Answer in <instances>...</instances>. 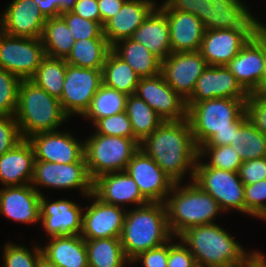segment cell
Listing matches in <instances>:
<instances>
[{
  "instance_id": "34",
  "label": "cell",
  "mask_w": 266,
  "mask_h": 267,
  "mask_svg": "<svg viewBox=\"0 0 266 267\" xmlns=\"http://www.w3.org/2000/svg\"><path fill=\"white\" fill-rule=\"evenodd\" d=\"M41 39L45 55L53 58L65 59L75 43L71 30L61 16L46 19Z\"/></svg>"
},
{
  "instance_id": "8",
  "label": "cell",
  "mask_w": 266,
  "mask_h": 267,
  "mask_svg": "<svg viewBox=\"0 0 266 267\" xmlns=\"http://www.w3.org/2000/svg\"><path fill=\"white\" fill-rule=\"evenodd\" d=\"M172 235L178 237L186 229L214 223L224 211L219 203L194 181L175 183L164 202Z\"/></svg>"
},
{
  "instance_id": "53",
  "label": "cell",
  "mask_w": 266,
  "mask_h": 267,
  "mask_svg": "<svg viewBox=\"0 0 266 267\" xmlns=\"http://www.w3.org/2000/svg\"><path fill=\"white\" fill-rule=\"evenodd\" d=\"M77 0H54V5L61 12L71 11Z\"/></svg>"
},
{
  "instance_id": "14",
  "label": "cell",
  "mask_w": 266,
  "mask_h": 267,
  "mask_svg": "<svg viewBox=\"0 0 266 267\" xmlns=\"http://www.w3.org/2000/svg\"><path fill=\"white\" fill-rule=\"evenodd\" d=\"M207 66L199 51L171 53L161 61L160 74L176 93L187 100Z\"/></svg>"
},
{
  "instance_id": "1",
  "label": "cell",
  "mask_w": 266,
  "mask_h": 267,
  "mask_svg": "<svg viewBox=\"0 0 266 267\" xmlns=\"http://www.w3.org/2000/svg\"><path fill=\"white\" fill-rule=\"evenodd\" d=\"M226 2L208 24L199 49L211 66H226L258 31V18L243 1Z\"/></svg>"
},
{
  "instance_id": "47",
  "label": "cell",
  "mask_w": 266,
  "mask_h": 267,
  "mask_svg": "<svg viewBox=\"0 0 266 267\" xmlns=\"http://www.w3.org/2000/svg\"><path fill=\"white\" fill-rule=\"evenodd\" d=\"M238 174L244 185H251L266 179V156L243 161Z\"/></svg>"
},
{
  "instance_id": "21",
  "label": "cell",
  "mask_w": 266,
  "mask_h": 267,
  "mask_svg": "<svg viewBox=\"0 0 266 267\" xmlns=\"http://www.w3.org/2000/svg\"><path fill=\"white\" fill-rule=\"evenodd\" d=\"M249 93L241 86L226 66L208 65L198 78L186 104H195L215 98L247 100Z\"/></svg>"
},
{
  "instance_id": "5",
  "label": "cell",
  "mask_w": 266,
  "mask_h": 267,
  "mask_svg": "<svg viewBox=\"0 0 266 267\" xmlns=\"http://www.w3.org/2000/svg\"><path fill=\"white\" fill-rule=\"evenodd\" d=\"M176 238L188 247L198 267H232L253 253L216 223L190 227Z\"/></svg>"
},
{
  "instance_id": "19",
  "label": "cell",
  "mask_w": 266,
  "mask_h": 267,
  "mask_svg": "<svg viewBox=\"0 0 266 267\" xmlns=\"http://www.w3.org/2000/svg\"><path fill=\"white\" fill-rule=\"evenodd\" d=\"M135 94L144 100L164 121L187 119V105L161 74L141 78Z\"/></svg>"
},
{
  "instance_id": "39",
  "label": "cell",
  "mask_w": 266,
  "mask_h": 267,
  "mask_svg": "<svg viewBox=\"0 0 266 267\" xmlns=\"http://www.w3.org/2000/svg\"><path fill=\"white\" fill-rule=\"evenodd\" d=\"M41 256L40 245H35L32 251L24 245H17L8 241L3 245L2 267H38Z\"/></svg>"
},
{
  "instance_id": "10",
  "label": "cell",
  "mask_w": 266,
  "mask_h": 267,
  "mask_svg": "<svg viewBox=\"0 0 266 267\" xmlns=\"http://www.w3.org/2000/svg\"><path fill=\"white\" fill-rule=\"evenodd\" d=\"M198 157L193 181L209 193L224 213L233 209L245 214L244 184L237 172L208 167Z\"/></svg>"
},
{
  "instance_id": "48",
  "label": "cell",
  "mask_w": 266,
  "mask_h": 267,
  "mask_svg": "<svg viewBox=\"0 0 266 267\" xmlns=\"http://www.w3.org/2000/svg\"><path fill=\"white\" fill-rule=\"evenodd\" d=\"M168 242L145 252L140 253L130 263L132 266L141 263V267H167Z\"/></svg>"
},
{
  "instance_id": "35",
  "label": "cell",
  "mask_w": 266,
  "mask_h": 267,
  "mask_svg": "<svg viewBox=\"0 0 266 267\" xmlns=\"http://www.w3.org/2000/svg\"><path fill=\"white\" fill-rule=\"evenodd\" d=\"M232 148L242 161L266 156V136L254 127L247 114L236 123L235 146Z\"/></svg>"
},
{
  "instance_id": "52",
  "label": "cell",
  "mask_w": 266,
  "mask_h": 267,
  "mask_svg": "<svg viewBox=\"0 0 266 267\" xmlns=\"http://www.w3.org/2000/svg\"><path fill=\"white\" fill-rule=\"evenodd\" d=\"M40 12L47 18L59 17L61 12L54 5V0H34Z\"/></svg>"
},
{
  "instance_id": "16",
  "label": "cell",
  "mask_w": 266,
  "mask_h": 267,
  "mask_svg": "<svg viewBox=\"0 0 266 267\" xmlns=\"http://www.w3.org/2000/svg\"><path fill=\"white\" fill-rule=\"evenodd\" d=\"M265 60L266 35L257 31L226 67L249 94L259 93Z\"/></svg>"
},
{
  "instance_id": "11",
  "label": "cell",
  "mask_w": 266,
  "mask_h": 267,
  "mask_svg": "<svg viewBox=\"0 0 266 267\" xmlns=\"http://www.w3.org/2000/svg\"><path fill=\"white\" fill-rule=\"evenodd\" d=\"M30 184L41 195L44 193L40 191V186L54 190L79 189L83 198L93 193V180L89 175L85 156L79 162L69 164L35 160Z\"/></svg>"
},
{
  "instance_id": "28",
  "label": "cell",
  "mask_w": 266,
  "mask_h": 267,
  "mask_svg": "<svg viewBox=\"0 0 266 267\" xmlns=\"http://www.w3.org/2000/svg\"><path fill=\"white\" fill-rule=\"evenodd\" d=\"M42 256L59 267H89L85 239L81 235L50 237Z\"/></svg>"
},
{
  "instance_id": "51",
  "label": "cell",
  "mask_w": 266,
  "mask_h": 267,
  "mask_svg": "<svg viewBox=\"0 0 266 267\" xmlns=\"http://www.w3.org/2000/svg\"><path fill=\"white\" fill-rule=\"evenodd\" d=\"M232 267H266V257L263 253L253 250L241 264L233 265Z\"/></svg>"
},
{
  "instance_id": "2",
  "label": "cell",
  "mask_w": 266,
  "mask_h": 267,
  "mask_svg": "<svg viewBox=\"0 0 266 267\" xmlns=\"http://www.w3.org/2000/svg\"><path fill=\"white\" fill-rule=\"evenodd\" d=\"M140 148L174 183L183 182L189 173L190 181H193L199 148L188 119L163 121L140 143Z\"/></svg>"
},
{
  "instance_id": "37",
  "label": "cell",
  "mask_w": 266,
  "mask_h": 267,
  "mask_svg": "<svg viewBox=\"0 0 266 267\" xmlns=\"http://www.w3.org/2000/svg\"><path fill=\"white\" fill-rule=\"evenodd\" d=\"M126 94L102 84L92 98L91 105L82 116L94 124L98 119L125 112Z\"/></svg>"
},
{
  "instance_id": "18",
  "label": "cell",
  "mask_w": 266,
  "mask_h": 267,
  "mask_svg": "<svg viewBox=\"0 0 266 267\" xmlns=\"http://www.w3.org/2000/svg\"><path fill=\"white\" fill-rule=\"evenodd\" d=\"M69 131H48L36 133L27 140L32 145L35 160L69 164L84 157L82 142Z\"/></svg>"
},
{
  "instance_id": "54",
  "label": "cell",
  "mask_w": 266,
  "mask_h": 267,
  "mask_svg": "<svg viewBox=\"0 0 266 267\" xmlns=\"http://www.w3.org/2000/svg\"><path fill=\"white\" fill-rule=\"evenodd\" d=\"M259 93H266V60H265V67L263 70L262 80L259 84Z\"/></svg>"
},
{
  "instance_id": "40",
  "label": "cell",
  "mask_w": 266,
  "mask_h": 267,
  "mask_svg": "<svg viewBox=\"0 0 266 267\" xmlns=\"http://www.w3.org/2000/svg\"><path fill=\"white\" fill-rule=\"evenodd\" d=\"M21 79L0 68V116H14Z\"/></svg>"
},
{
  "instance_id": "41",
  "label": "cell",
  "mask_w": 266,
  "mask_h": 267,
  "mask_svg": "<svg viewBox=\"0 0 266 267\" xmlns=\"http://www.w3.org/2000/svg\"><path fill=\"white\" fill-rule=\"evenodd\" d=\"M66 22L75 41L93 38H105L101 22L84 19L71 11L60 15Z\"/></svg>"
},
{
  "instance_id": "45",
  "label": "cell",
  "mask_w": 266,
  "mask_h": 267,
  "mask_svg": "<svg viewBox=\"0 0 266 267\" xmlns=\"http://www.w3.org/2000/svg\"><path fill=\"white\" fill-rule=\"evenodd\" d=\"M23 138L14 116H0V157Z\"/></svg>"
},
{
  "instance_id": "33",
  "label": "cell",
  "mask_w": 266,
  "mask_h": 267,
  "mask_svg": "<svg viewBox=\"0 0 266 267\" xmlns=\"http://www.w3.org/2000/svg\"><path fill=\"white\" fill-rule=\"evenodd\" d=\"M140 77L112 50L108 53L103 69V84L126 95L135 94Z\"/></svg>"
},
{
  "instance_id": "36",
  "label": "cell",
  "mask_w": 266,
  "mask_h": 267,
  "mask_svg": "<svg viewBox=\"0 0 266 267\" xmlns=\"http://www.w3.org/2000/svg\"><path fill=\"white\" fill-rule=\"evenodd\" d=\"M66 69L65 59L45 56L30 80L44 89L50 96L60 100Z\"/></svg>"
},
{
  "instance_id": "38",
  "label": "cell",
  "mask_w": 266,
  "mask_h": 267,
  "mask_svg": "<svg viewBox=\"0 0 266 267\" xmlns=\"http://www.w3.org/2000/svg\"><path fill=\"white\" fill-rule=\"evenodd\" d=\"M198 156L201 159H209L204 163L208 167L239 172L243 161L240 155L232 148L231 145L223 146H200ZM203 157V158H202Z\"/></svg>"
},
{
  "instance_id": "20",
  "label": "cell",
  "mask_w": 266,
  "mask_h": 267,
  "mask_svg": "<svg viewBox=\"0 0 266 267\" xmlns=\"http://www.w3.org/2000/svg\"><path fill=\"white\" fill-rule=\"evenodd\" d=\"M83 206L68 199L49 201L40 197V223L48 237L80 235L82 231Z\"/></svg>"
},
{
  "instance_id": "32",
  "label": "cell",
  "mask_w": 266,
  "mask_h": 267,
  "mask_svg": "<svg viewBox=\"0 0 266 267\" xmlns=\"http://www.w3.org/2000/svg\"><path fill=\"white\" fill-rule=\"evenodd\" d=\"M125 112L131 122L134 139L140 144L164 121L136 94L127 96Z\"/></svg>"
},
{
  "instance_id": "17",
  "label": "cell",
  "mask_w": 266,
  "mask_h": 267,
  "mask_svg": "<svg viewBox=\"0 0 266 267\" xmlns=\"http://www.w3.org/2000/svg\"><path fill=\"white\" fill-rule=\"evenodd\" d=\"M86 198L93 202L84 207L80 235L84 239L120 238L127 209L105 203L93 193Z\"/></svg>"
},
{
  "instance_id": "50",
  "label": "cell",
  "mask_w": 266,
  "mask_h": 267,
  "mask_svg": "<svg viewBox=\"0 0 266 267\" xmlns=\"http://www.w3.org/2000/svg\"><path fill=\"white\" fill-rule=\"evenodd\" d=\"M127 0H97L100 12V22L104 26L115 16Z\"/></svg>"
},
{
  "instance_id": "25",
  "label": "cell",
  "mask_w": 266,
  "mask_h": 267,
  "mask_svg": "<svg viewBox=\"0 0 266 267\" xmlns=\"http://www.w3.org/2000/svg\"><path fill=\"white\" fill-rule=\"evenodd\" d=\"M156 6L154 0H127L120 11L103 26L108 43L112 46L119 40L131 38Z\"/></svg>"
},
{
  "instance_id": "56",
  "label": "cell",
  "mask_w": 266,
  "mask_h": 267,
  "mask_svg": "<svg viewBox=\"0 0 266 267\" xmlns=\"http://www.w3.org/2000/svg\"><path fill=\"white\" fill-rule=\"evenodd\" d=\"M261 22L262 21H259L258 19V31L266 35V25H264V23Z\"/></svg>"
},
{
  "instance_id": "44",
  "label": "cell",
  "mask_w": 266,
  "mask_h": 267,
  "mask_svg": "<svg viewBox=\"0 0 266 267\" xmlns=\"http://www.w3.org/2000/svg\"><path fill=\"white\" fill-rule=\"evenodd\" d=\"M246 114L254 127L266 136V93H250Z\"/></svg>"
},
{
  "instance_id": "29",
  "label": "cell",
  "mask_w": 266,
  "mask_h": 267,
  "mask_svg": "<svg viewBox=\"0 0 266 267\" xmlns=\"http://www.w3.org/2000/svg\"><path fill=\"white\" fill-rule=\"evenodd\" d=\"M112 51L125 61L140 78L160 74L161 60L132 38L119 40L112 45Z\"/></svg>"
},
{
  "instance_id": "12",
  "label": "cell",
  "mask_w": 266,
  "mask_h": 267,
  "mask_svg": "<svg viewBox=\"0 0 266 267\" xmlns=\"http://www.w3.org/2000/svg\"><path fill=\"white\" fill-rule=\"evenodd\" d=\"M41 38L18 37L0 30V68L30 79L45 57Z\"/></svg>"
},
{
  "instance_id": "6",
  "label": "cell",
  "mask_w": 266,
  "mask_h": 267,
  "mask_svg": "<svg viewBox=\"0 0 266 267\" xmlns=\"http://www.w3.org/2000/svg\"><path fill=\"white\" fill-rule=\"evenodd\" d=\"M132 208L127 209L120 236L124 254L130 262L140 253L159 247L174 237L164 203Z\"/></svg>"
},
{
  "instance_id": "31",
  "label": "cell",
  "mask_w": 266,
  "mask_h": 267,
  "mask_svg": "<svg viewBox=\"0 0 266 267\" xmlns=\"http://www.w3.org/2000/svg\"><path fill=\"white\" fill-rule=\"evenodd\" d=\"M112 46L106 38H93L75 41L69 55L65 58L67 64L102 70Z\"/></svg>"
},
{
  "instance_id": "22",
  "label": "cell",
  "mask_w": 266,
  "mask_h": 267,
  "mask_svg": "<svg viewBox=\"0 0 266 267\" xmlns=\"http://www.w3.org/2000/svg\"><path fill=\"white\" fill-rule=\"evenodd\" d=\"M45 22L34 0H13L0 14V30L12 36L41 38Z\"/></svg>"
},
{
  "instance_id": "26",
  "label": "cell",
  "mask_w": 266,
  "mask_h": 267,
  "mask_svg": "<svg viewBox=\"0 0 266 267\" xmlns=\"http://www.w3.org/2000/svg\"><path fill=\"white\" fill-rule=\"evenodd\" d=\"M34 151L27 139H22L0 157V183L4 187L31 183L34 169Z\"/></svg>"
},
{
  "instance_id": "46",
  "label": "cell",
  "mask_w": 266,
  "mask_h": 267,
  "mask_svg": "<svg viewBox=\"0 0 266 267\" xmlns=\"http://www.w3.org/2000/svg\"><path fill=\"white\" fill-rule=\"evenodd\" d=\"M173 239L174 237L168 242L167 267H198L195 257L180 238L178 242Z\"/></svg>"
},
{
  "instance_id": "57",
  "label": "cell",
  "mask_w": 266,
  "mask_h": 267,
  "mask_svg": "<svg viewBox=\"0 0 266 267\" xmlns=\"http://www.w3.org/2000/svg\"><path fill=\"white\" fill-rule=\"evenodd\" d=\"M261 219L266 222V213L263 215V217Z\"/></svg>"
},
{
  "instance_id": "13",
  "label": "cell",
  "mask_w": 266,
  "mask_h": 267,
  "mask_svg": "<svg viewBox=\"0 0 266 267\" xmlns=\"http://www.w3.org/2000/svg\"><path fill=\"white\" fill-rule=\"evenodd\" d=\"M102 84V70L67 64L60 103L69 118L86 113Z\"/></svg>"
},
{
  "instance_id": "9",
  "label": "cell",
  "mask_w": 266,
  "mask_h": 267,
  "mask_svg": "<svg viewBox=\"0 0 266 267\" xmlns=\"http://www.w3.org/2000/svg\"><path fill=\"white\" fill-rule=\"evenodd\" d=\"M84 156L92 180L106 174L125 171L140 144L134 138L93 133L84 139Z\"/></svg>"
},
{
  "instance_id": "23",
  "label": "cell",
  "mask_w": 266,
  "mask_h": 267,
  "mask_svg": "<svg viewBox=\"0 0 266 267\" xmlns=\"http://www.w3.org/2000/svg\"><path fill=\"white\" fill-rule=\"evenodd\" d=\"M93 194L105 203L120 207L130 204L140 207L149 203L126 171L106 173L95 178Z\"/></svg>"
},
{
  "instance_id": "30",
  "label": "cell",
  "mask_w": 266,
  "mask_h": 267,
  "mask_svg": "<svg viewBox=\"0 0 266 267\" xmlns=\"http://www.w3.org/2000/svg\"><path fill=\"white\" fill-rule=\"evenodd\" d=\"M89 267L131 266L126 258L120 238L85 239Z\"/></svg>"
},
{
  "instance_id": "27",
  "label": "cell",
  "mask_w": 266,
  "mask_h": 267,
  "mask_svg": "<svg viewBox=\"0 0 266 267\" xmlns=\"http://www.w3.org/2000/svg\"><path fill=\"white\" fill-rule=\"evenodd\" d=\"M131 38L145 46L161 61L172 53L169 23L165 13L158 5L146 17Z\"/></svg>"
},
{
  "instance_id": "49",
  "label": "cell",
  "mask_w": 266,
  "mask_h": 267,
  "mask_svg": "<svg viewBox=\"0 0 266 267\" xmlns=\"http://www.w3.org/2000/svg\"><path fill=\"white\" fill-rule=\"evenodd\" d=\"M71 12L84 19L100 22L97 0H77Z\"/></svg>"
},
{
  "instance_id": "55",
  "label": "cell",
  "mask_w": 266,
  "mask_h": 267,
  "mask_svg": "<svg viewBox=\"0 0 266 267\" xmlns=\"http://www.w3.org/2000/svg\"><path fill=\"white\" fill-rule=\"evenodd\" d=\"M38 267H59V266L49 262L47 259L41 256Z\"/></svg>"
},
{
  "instance_id": "43",
  "label": "cell",
  "mask_w": 266,
  "mask_h": 267,
  "mask_svg": "<svg viewBox=\"0 0 266 267\" xmlns=\"http://www.w3.org/2000/svg\"><path fill=\"white\" fill-rule=\"evenodd\" d=\"M245 214L262 218L266 213V179L244 185Z\"/></svg>"
},
{
  "instance_id": "24",
  "label": "cell",
  "mask_w": 266,
  "mask_h": 267,
  "mask_svg": "<svg viewBox=\"0 0 266 267\" xmlns=\"http://www.w3.org/2000/svg\"><path fill=\"white\" fill-rule=\"evenodd\" d=\"M40 197L31 184L0 188V213L16 222H40Z\"/></svg>"
},
{
  "instance_id": "3",
  "label": "cell",
  "mask_w": 266,
  "mask_h": 267,
  "mask_svg": "<svg viewBox=\"0 0 266 267\" xmlns=\"http://www.w3.org/2000/svg\"><path fill=\"white\" fill-rule=\"evenodd\" d=\"M246 101L215 98L187 105V119L200 146H235L236 123L246 114Z\"/></svg>"
},
{
  "instance_id": "7",
  "label": "cell",
  "mask_w": 266,
  "mask_h": 267,
  "mask_svg": "<svg viewBox=\"0 0 266 267\" xmlns=\"http://www.w3.org/2000/svg\"><path fill=\"white\" fill-rule=\"evenodd\" d=\"M14 117L23 139L40 132L60 130L58 128L70 119L60 100L30 79L20 81Z\"/></svg>"
},
{
  "instance_id": "42",
  "label": "cell",
  "mask_w": 266,
  "mask_h": 267,
  "mask_svg": "<svg viewBox=\"0 0 266 267\" xmlns=\"http://www.w3.org/2000/svg\"><path fill=\"white\" fill-rule=\"evenodd\" d=\"M94 132L102 135L134 138L131 122L126 112L100 118L94 124Z\"/></svg>"
},
{
  "instance_id": "4",
  "label": "cell",
  "mask_w": 266,
  "mask_h": 267,
  "mask_svg": "<svg viewBox=\"0 0 266 267\" xmlns=\"http://www.w3.org/2000/svg\"><path fill=\"white\" fill-rule=\"evenodd\" d=\"M226 0H165L158 7L165 13L172 53L199 51L205 30Z\"/></svg>"
},
{
  "instance_id": "15",
  "label": "cell",
  "mask_w": 266,
  "mask_h": 267,
  "mask_svg": "<svg viewBox=\"0 0 266 267\" xmlns=\"http://www.w3.org/2000/svg\"><path fill=\"white\" fill-rule=\"evenodd\" d=\"M125 171L149 203H164L175 184L141 148L132 156Z\"/></svg>"
}]
</instances>
